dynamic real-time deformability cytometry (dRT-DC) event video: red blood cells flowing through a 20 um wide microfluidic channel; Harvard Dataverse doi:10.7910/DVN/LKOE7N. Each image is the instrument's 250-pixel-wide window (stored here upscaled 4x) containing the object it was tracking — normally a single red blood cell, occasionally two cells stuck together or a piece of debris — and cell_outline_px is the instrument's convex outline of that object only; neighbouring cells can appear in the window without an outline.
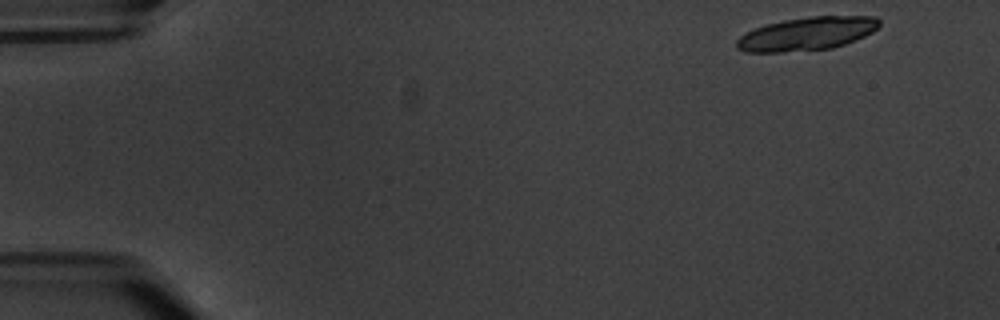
{"species": "common noctule bat (a hibernating species)", "species_latin": "Nyctalus noctula", "temperature_condition": "warm", "stored_images_in_passage": 6, "camera_frame_rate_fps": 3000, "um_per_image_px": 0.085, "animal": {"sex": "male", "body_mass_g": 20.1, "forearm_length_mm": 53.5}, "frame": {"image": 1, "passage_image": 1, "time_ms": 0.0, "image_size_px": [1000, 320], "cell_outline_px": [[880, 24], [872, 32], [856, 40], [832, 48], [780, 52], [744, 52], [736, 48], [736, 40], [740, 36], [756, 28], [768, 24], [784, 20], [812, 16], [876, 16], [880, 20]], "centroid_in_image_um": [68.59, 2.87], "position_along_channel_um": 16.4, "area_um2": 27.46}}